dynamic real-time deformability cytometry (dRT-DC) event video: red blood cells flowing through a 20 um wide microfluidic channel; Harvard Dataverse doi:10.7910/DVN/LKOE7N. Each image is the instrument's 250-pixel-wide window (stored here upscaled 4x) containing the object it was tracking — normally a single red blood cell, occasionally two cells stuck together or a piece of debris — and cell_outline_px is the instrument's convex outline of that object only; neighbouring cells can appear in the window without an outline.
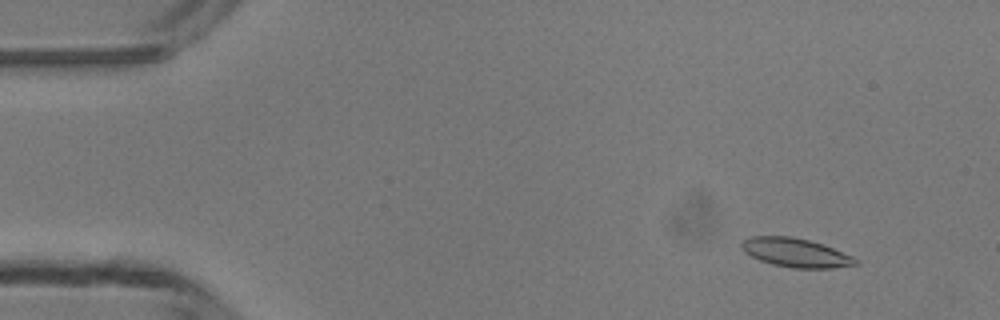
{"species": "common noctule bat (a hibernating species)", "species_latin": "Nyctalus noctula", "temperature_condition": "room temperature", "stored_images_in_passage": 49, "camera_frame_rate_fps": 3000, "um_per_image_px": 0.085, "animal": {"sex": "male", "body_mass_g": 13.3}, "frame": {"image": 1, "passage_image": 5, "time_ms": 1.333, "image_size_px": [1000, 320], "cell_outline_px": [[860, 264], [832, 268], [792, 268], [772, 264], [760, 260], [744, 252], [740, 244], [744, 240], [752, 236], [792, 236], [808, 240], [832, 248], [852, 256]], "centroid_in_image_um": [67.61, 21.48], "position_along_channel_um": 17.4, "area_um2": 18.96}}
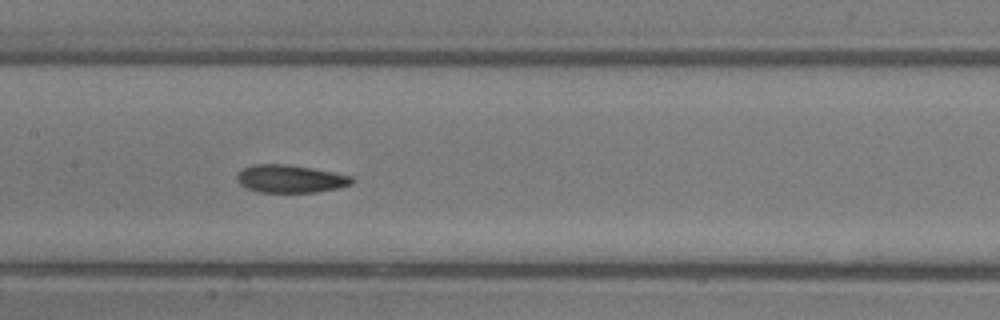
{"frame": {"image": 2, "passage_image": 24, "time_ms": 7.667, "image_size_px": [1000, 320], "cell_outline_px": [[352, 184], [340, 188], [316, 192], [260, 192], [244, 188], [236, 180], [236, 176], [244, 168], [252, 164], [284, 164], [312, 168], [352, 176]], "centroid_in_image_um": [24.66, 15.2], "position_along_channel_um": 182.7, "area_um2": 18.61}}
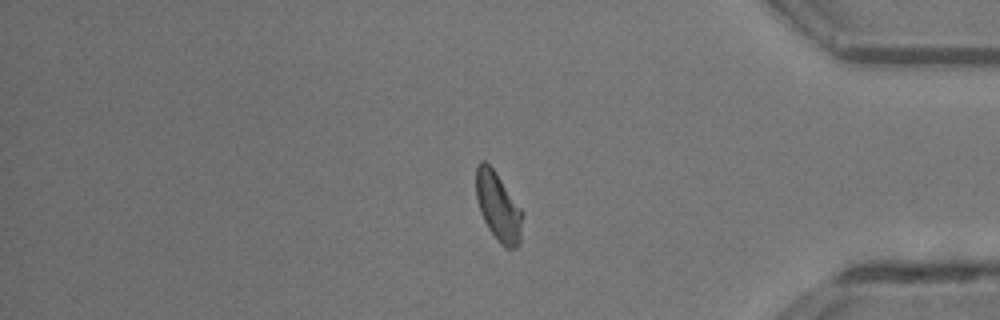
{"frame": {"image": 3, "passage_image": 41, "time_ms": 13.333, "image_size_px": [1000, 320], "cell_outline_px": [[524, 212], [520, 244], [516, 248], [504, 248], [500, 244], [488, 228], [480, 212], [476, 200], [476, 164], [480, 160], [484, 160], [492, 168]], "centroid_in_image_um": [42.35, 17.6], "position_along_channel_um": 392.8, "area_um2": 18.73}, "authors_computed_cell_mechanics": {"area_um2": 18.496, "velocity_mm_per_s": 4.2062, "shape_relaxation_time_tau1_ms": 7.7217, "shape_relaxation_time_tau2_ms": 3.7712, "deformation_change_tau1": 0.2015, "deformation_change_tau2": 0.1126}}